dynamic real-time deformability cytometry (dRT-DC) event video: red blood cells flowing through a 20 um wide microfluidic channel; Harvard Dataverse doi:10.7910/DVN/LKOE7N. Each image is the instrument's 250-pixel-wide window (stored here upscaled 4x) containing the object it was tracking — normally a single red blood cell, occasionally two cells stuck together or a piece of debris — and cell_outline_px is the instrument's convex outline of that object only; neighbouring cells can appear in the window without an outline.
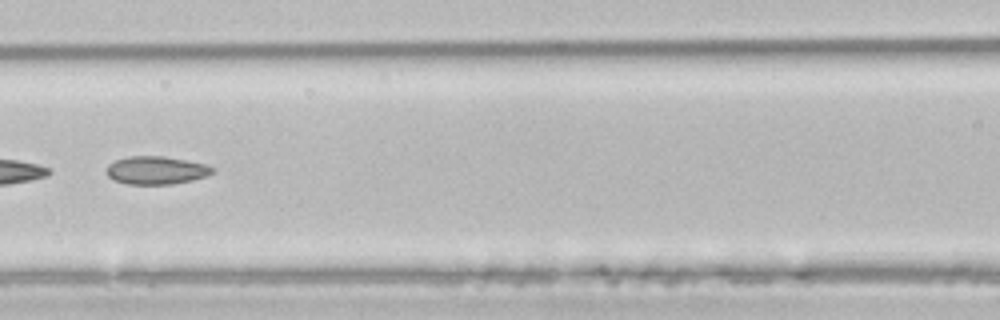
{"species": "common noctule bat (a hibernating species)", "species_latin": "Nyctalus noctula", "temperature_condition": "room temperature", "stored_images_in_passage": 46, "camera_frame_rate_fps": 3000, "um_per_image_px": 0.085, "animal": {"sex": "male", "body_mass_g": 21.5, "forearm_length_mm": 52.0}, "frame": {"image": 1, "passage_image": 19, "time_ms": 6.0, "image_size_px": [1000, 320], "cell_outline_px": [[216, 168], [212, 172], [204, 176], [192, 180], [172, 184], [128, 184], [112, 180], [108, 176], [108, 164], [116, 160], [128, 156], [164, 156], [204, 164]], "centroid_in_image_um": [13.25, 14.47], "position_along_channel_um": 153.3, "area_um2": 17.11}}
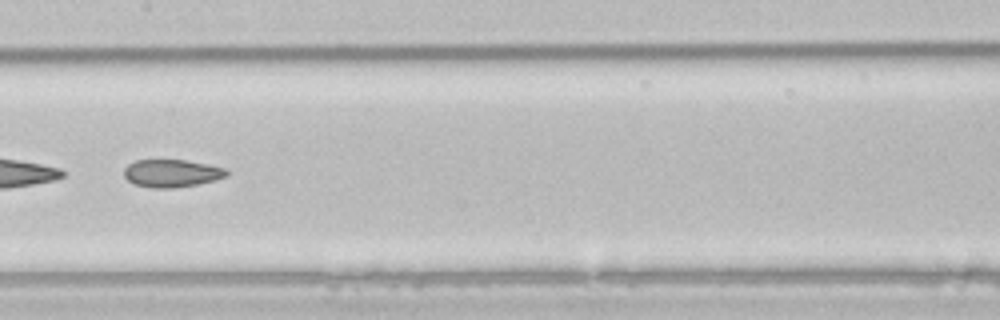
{"frame": {"image": 2, "passage_image": 22, "time_ms": 7.0, "image_size_px": [1000, 320], "cell_outline_px": [[228, 176], [216, 180], [196, 184], [172, 188], [152, 188], [136, 184], [128, 180], [124, 176], [124, 168], [128, 164], [136, 160], [184, 160], [208, 164], [228, 168]], "centroid_in_image_um": [14.63, 14.72], "position_along_channel_um": 192.8, "area_um2": 16.59}}
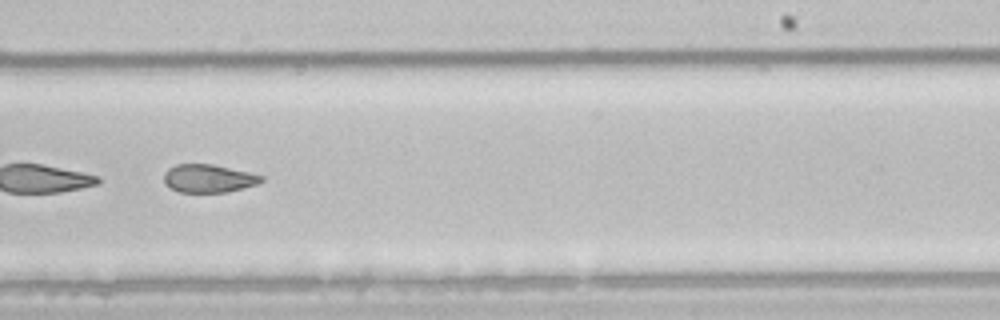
{"frame": {"image": 3, "passage_image": 28, "time_ms": 9.0, "image_size_px": [1000, 320], "cell_outline_px": [[264, 180], [256, 184], [244, 188], [228, 192], [180, 192], [164, 184], [164, 172], [168, 168], [176, 164], [212, 164], [248, 172], [264, 176]], "centroid_in_image_um": [17.71, 15.16], "position_along_channel_um": 271.3, "area_um2": 15.95}, "authors_computed_cell_mechanics": {"area_um2": 19.074, "velocity_mm_per_s": 3.9458, "shape_relaxation_time_tau1_ms": null, "shape_relaxation_time_tau2_ms": 2.7247, "deformation_change_tau1": null, "deformation_change_tau2": 0.0888}}